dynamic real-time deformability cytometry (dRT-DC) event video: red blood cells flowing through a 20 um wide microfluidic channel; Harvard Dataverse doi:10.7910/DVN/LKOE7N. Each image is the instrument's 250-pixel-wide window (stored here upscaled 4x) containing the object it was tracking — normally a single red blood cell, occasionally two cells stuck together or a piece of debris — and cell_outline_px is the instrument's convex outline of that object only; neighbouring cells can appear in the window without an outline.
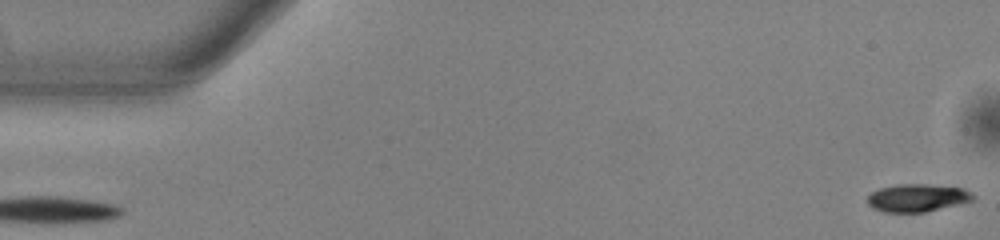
{"species": "common noctule bat (a hibernating species)", "species_latin": "Nyctalus noctula", "temperature_condition": "warm", "stored_images_in_passage": 53, "camera_frame_rate_fps": 3000, "um_per_image_px": 0.085, "animal": {"sex": "male", "body_mass_g": 13.0, "forearm_length_mm": 53.1}, "frame": {"image": 1, "passage_image": 1, "time_ms": 0.0, "image_size_px": [1000, 240], "cell_outline_px": [[976, 196], [972, 200], [924, 212], [884, 212], [872, 208], [868, 204], [868, 196], [872, 192], [880, 188], [896, 184], [928, 184], [964, 188], [972, 192]], "centroid_in_image_um": [77.96, 16.8], "position_along_channel_um": 7.0, "area_um2": 16.99}}
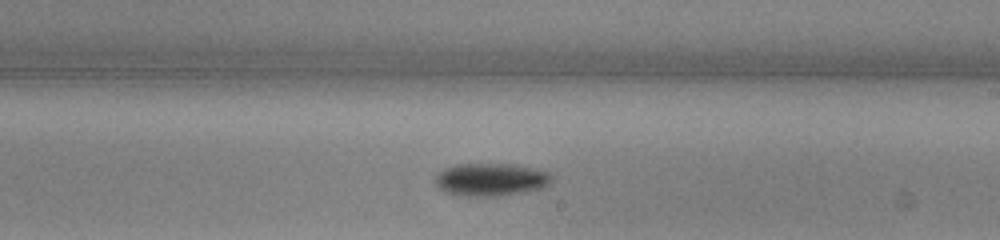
{"frame": {"image": 2, "passage_image": 31, "time_ms": 10.0, "image_size_px": [1000, 240], "cell_outline_px": [[552, 180], [548, 184], [540, 188], [520, 192], [496, 196], [464, 196], [444, 192], [436, 184], [436, 176], [444, 168], [456, 164], [516, 164], [548, 172], [552, 176]], "centroid_in_image_um": [41.7, 15.25], "position_along_channel_um": 247.3, "area_um2": 22.02}}
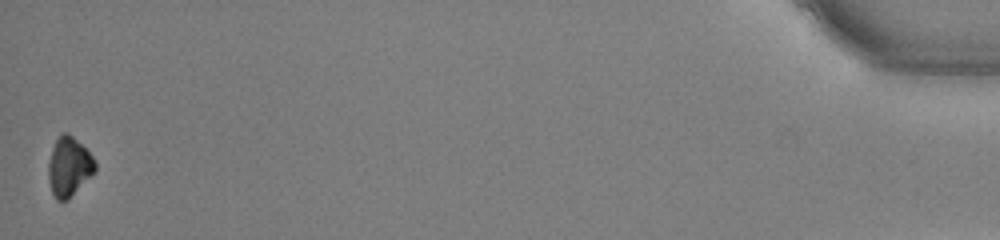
{"frame": {"image": 3, "passage_image": 53, "time_ms": 17.333, "image_size_px": [1000, 240], "cell_outline_px": [[96, 168], [68, 200], [56, 200], [52, 192], [48, 180], [48, 164], [52, 148], [60, 132], [68, 132], [96, 160]], "centroid_in_image_um": [5.83, 14.15], "position_along_channel_um": 429.4, "area_um2": 15.84}, "authors_computed_cell_mechanics": {"area_um2": 19.0162, "velocity_mm_per_s": 3.855, "shape_relaxation_time_tau1_ms": 1.7629, "shape_relaxation_time_tau2_ms": null, "deformation_change_tau1": 0.0772, "deformation_change_tau2": null}}